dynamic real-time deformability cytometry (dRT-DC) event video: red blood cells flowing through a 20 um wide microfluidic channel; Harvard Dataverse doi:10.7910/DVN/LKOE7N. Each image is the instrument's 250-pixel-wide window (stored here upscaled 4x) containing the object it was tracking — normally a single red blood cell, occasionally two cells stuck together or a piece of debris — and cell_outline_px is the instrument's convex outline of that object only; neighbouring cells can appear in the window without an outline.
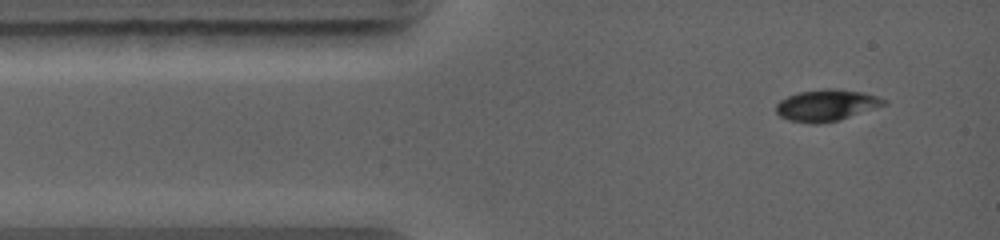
{"species": "common noctule bat (a hibernating species)", "species_latin": "Nyctalus noctula", "temperature_condition": "warm", "stored_images_in_passage": 4, "camera_frame_rate_fps": 5000, "um_per_image_px": 0.085, "animal": {"sex": "female", "body_mass_g": 19.0, "forearm_length_mm": 56.7}, "frame": {"image": 1, "passage_image": 1, "time_ms": 0.0, "image_size_px": [1000, 240], "cell_outline_px": [[888, 104], [836, 120], [820, 124], [812, 124], [788, 120], [780, 116], [776, 112], [776, 104], [780, 100], [788, 96], [800, 92], [824, 88], [836, 88], [864, 92], [888, 100]], "centroid_in_image_um": [70.24, 8.93], "position_along_channel_um": 14.8, "area_um2": 19.77}}